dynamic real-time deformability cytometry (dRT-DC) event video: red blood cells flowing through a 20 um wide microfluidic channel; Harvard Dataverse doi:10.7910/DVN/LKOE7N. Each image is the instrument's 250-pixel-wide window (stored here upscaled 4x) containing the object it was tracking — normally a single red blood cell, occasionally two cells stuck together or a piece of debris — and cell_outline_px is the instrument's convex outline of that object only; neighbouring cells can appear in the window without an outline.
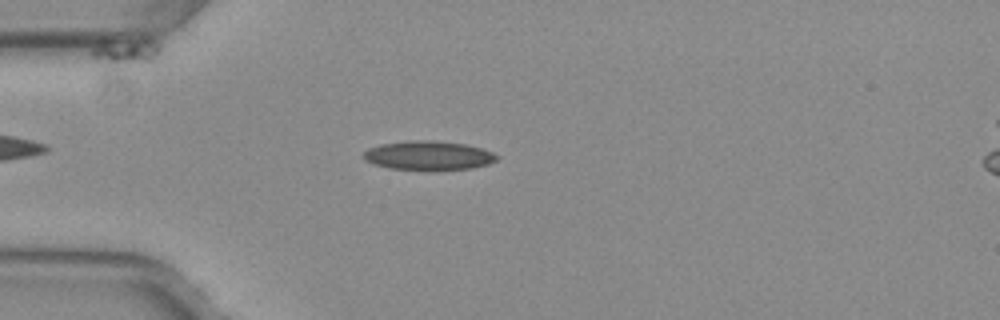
{"species": "common noctule bat (a hibernating species)", "species_latin": "Nyctalus noctula", "temperature_condition": "warm", "stored_images_in_passage": 44, "camera_frame_rate_fps": 3000, "um_per_image_px": 0.085, "animal": {"sex": "female", "body_mass_g": 29.2, "forearm_length_mm": 56.3}, "frame": {"image": 1, "passage_image": 7, "time_ms": 2.0, "image_size_px": [1000, 320], "cell_outline_px": [[500, 156], [496, 160], [488, 164], [472, 168], [432, 172], [392, 168], [372, 164], [364, 160], [364, 152], [368, 148], [380, 144], [412, 140], [432, 140], [464, 144], [484, 148]], "centroid_in_image_um": [36.44, 13.24], "position_along_channel_um": 48.6, "area_um2": 23.18}}
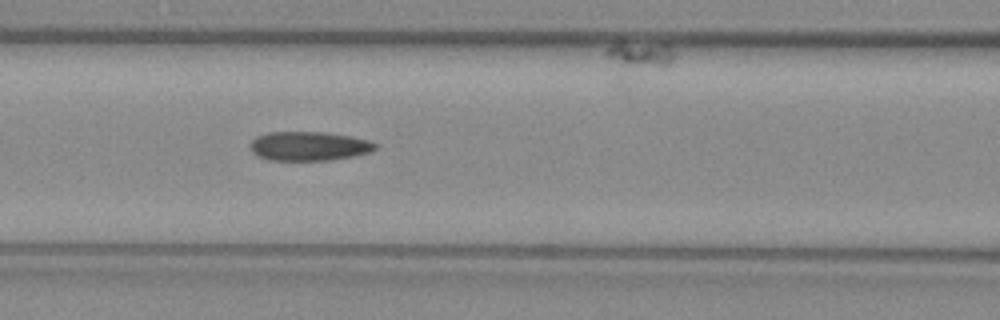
{"frame": {"image": 2, "passage_image": 15, "time_ms": 4.667, "image_size_px": [1000, 320], "cell_outline_px": [[376, 148], [372, 152], [332, 160], [268, 160], [256, 156], [252, 152], [248, 144], [256, 136], [268, 132], [324, 132], [348, 136], [368, 140], [376, 144]], "centroid_in_image_um": [26.2, 12.42], "position_along_channel_um": 140.4, "area_um2": 21.33}}
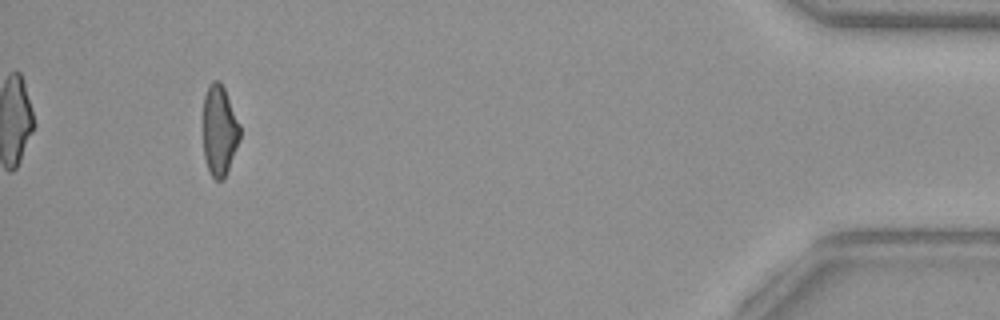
{"frame": {"image": 3, "passage_image": 41, "time_ms": 13.333, "image_size_px": [1000, 320], "cell_outline_px": [[240, 140], [228, 172], [224, 180], [216, 180], [212, 176], [208, 168], [204, 156], [204, 96], [208, 84], [212, 80], [220, 80], [224, 88], [240, 124]], "centroid_in_image_um": [18.67, 11.1], "position_along_channel_um": 416.5, "area_um2": 19.54}, "authors_computed_cell_mechanics": {"area_um2": 21.2704, "velocity_mm_per_s": 4.0141, "shape_relaxation_time_tau1_ms": null, "shape_relaxation_time_tau2_ms": 3.3646, "deformation_change_tau1": null, "deformation_change_tau2": 0.1116}}